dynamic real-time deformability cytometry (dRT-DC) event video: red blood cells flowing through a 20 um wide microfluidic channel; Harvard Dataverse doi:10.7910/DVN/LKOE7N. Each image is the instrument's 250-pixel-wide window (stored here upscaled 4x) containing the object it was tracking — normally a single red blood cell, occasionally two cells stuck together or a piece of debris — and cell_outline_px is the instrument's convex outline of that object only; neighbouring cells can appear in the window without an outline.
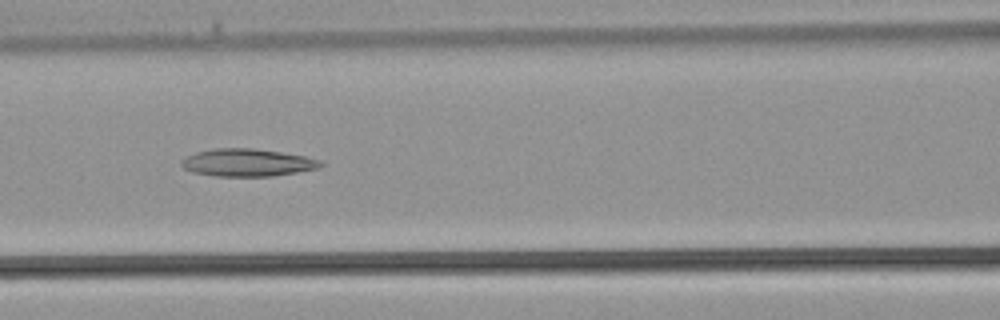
{"species": "common noctule bat (a hibernating species)", "species_latin": "Nyctalus noctula", "temperature_condition": "warm", "stored_images_in_passage": 27, "camera_frame_rate_fps": 3000, "um_per_image_px": 0.085, "animal": {"sex": "male", "body_mass_g": 21.5, "forearm_length_mm": 52.0}, "frame": {"image": 1, "passage_image": 9, "time_ms": 2.667, "image_size_px": [1000, 320], "cell_outline_px": [[324, 164], [320, 168], [272, 176], [216, 176], [192, 172], [184, 168], [180, 164], [180, 160], [196, 152], [216, 148], [252, 148], [280, 152], [304, 156], [320, 160]], "centroid_in_image_um": [21.02, 13.82], "position_along_channel_um": 145.6, "area_um2": 22.25}}
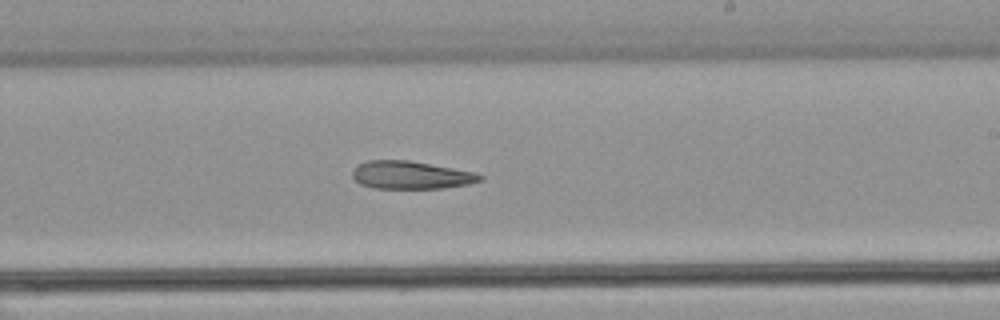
{"frame": {"image": 2, "passage_image": 15, "time_ms": 4.667, "image_size_px": [1000, 320], "cell_outline_px": [[484, 176], [480, 180], [468, 184], [444, 188], [372, 188], [360, 184], [352, 176], [352, 172], [360, 164], [368, 160], [408, 160], [476, 172]], "centroid_in_image_um": [34.94, 14.88], "position_along_channel_um": 254.1, "area_um2": 20.58}}
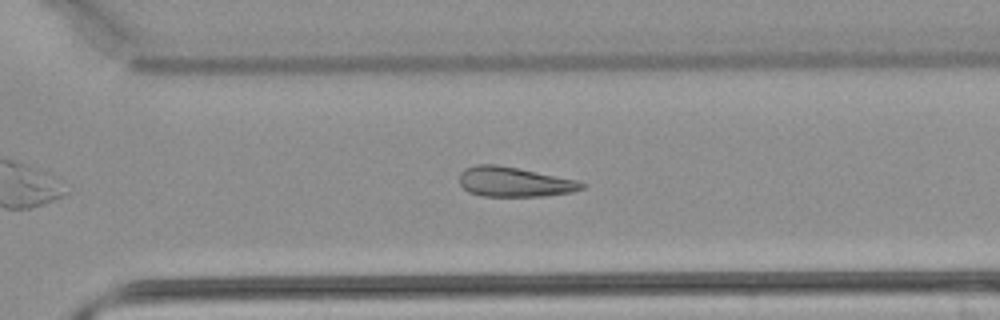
{"frame": {"image": 3, "passage_image": 19, "time_ms": 6.0, "image_size_px": [1000, 320], "cell_outline_px": [[588, 184], [584, 188], [572, 192], [544, 196], [484, 196], [468, 192], [460, 184], [460, 172], [464, 168], [476, 164], [496, 164], [576, 180]], "centroid_in_image_um": [43.7, 15.46], "position_along_channel_um": 326.9, "area_um2": 21.15}}